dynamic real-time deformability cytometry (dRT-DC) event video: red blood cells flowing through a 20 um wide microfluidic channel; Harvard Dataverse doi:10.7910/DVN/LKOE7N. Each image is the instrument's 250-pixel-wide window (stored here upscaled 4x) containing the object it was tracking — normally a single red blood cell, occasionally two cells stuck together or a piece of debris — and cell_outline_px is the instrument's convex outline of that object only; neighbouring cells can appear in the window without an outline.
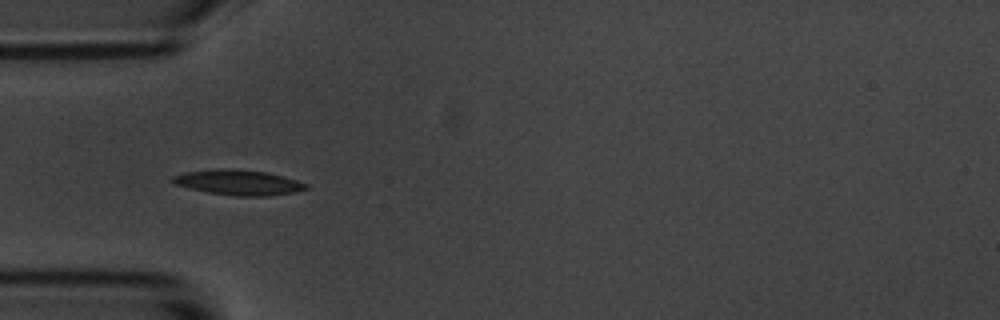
{"species": "common noctule bat (a hibernating species)", "species_latin": "Nyctalus noctula", "temperature_condition": "room temperature", "stored_images_in_passage": 40, "camera_frame_rate_fps": 3000, "um_per_image_px": 0.085, "animal": {"sex": "male", "body_mass_g": 20.1, "forearm_length_mm": 53.5}, "frame": {"image": 1, "passage_image": 1, "time_ms": 0.0, "image_size_px": [1000, 320], "cell_outline_px": [[308, 188], [296, 192], [268, 196], [236, 196], [208, 192], [188, 188], [176, 184], [172, 180], [172, 176], [184, 172], [228, 168], [264, 172], [284, 176], [308, 184]], "centroid_in_image_um": [20.29, 15.51], "position_along_channel_um": 64.7, "area_um2": 19.42}}
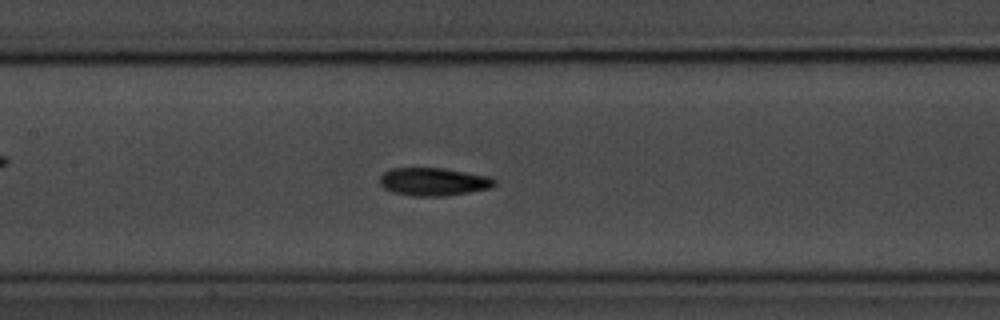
{"frame": {"image": 2, "passage_image": 10, "time_ms": 3.0, "image_size_px": [1000, 320], "cell_outline_px": [[496, 184], [492, 188], [444, 196], [412, 196], [392, 192], [384, 188], [380, 184], [380, 176], [384, 172], [392, 168], [444, 168], [488, 176], [496, 180]], "centroid_in_image_um": [36.85, 15.45], "position_along_channel_um": 170.6, "area_um2": 18.73}}
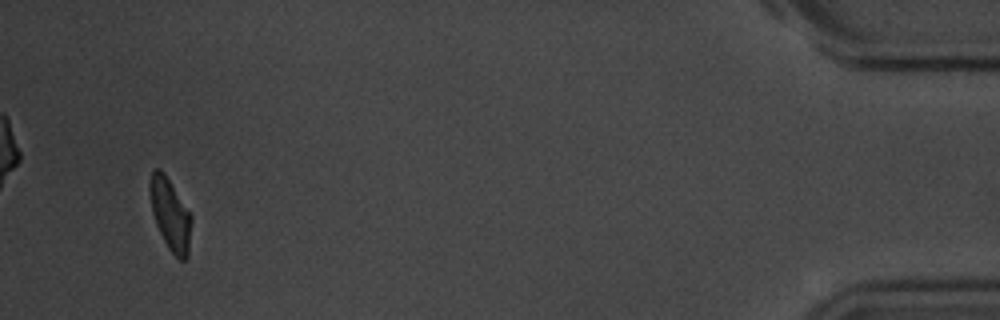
{"frame": {"image": 3, "passage_image": 38, "time_ms": 12.333, "image_size_px": [1000, 320], "cell_outline_px": [[192, 220], [188, 256], [184, 260], [180, 260], [168, 248], [156, 224], [152, 212], [148, 192], [148, 188], [152, 172], [156, 168], [160, 168], [164, 172], [192, 216]], "centroid_in_image_um": [14.46, 18.21], "position_along_channel_um": 420.7, "area_um2": 17.34}, "authors_computed_cell_mechanics": {"area_um2": 18.207, "velocity_mm_per_s": 3.5215, "shape_relaxation_time_tau1_ms": 4.2293, "shape_relaxation_time_tau2_ms": 4.4864, "deformation_change_tau1": 0.1585, "deformation_change_tau2": 0.1009}}